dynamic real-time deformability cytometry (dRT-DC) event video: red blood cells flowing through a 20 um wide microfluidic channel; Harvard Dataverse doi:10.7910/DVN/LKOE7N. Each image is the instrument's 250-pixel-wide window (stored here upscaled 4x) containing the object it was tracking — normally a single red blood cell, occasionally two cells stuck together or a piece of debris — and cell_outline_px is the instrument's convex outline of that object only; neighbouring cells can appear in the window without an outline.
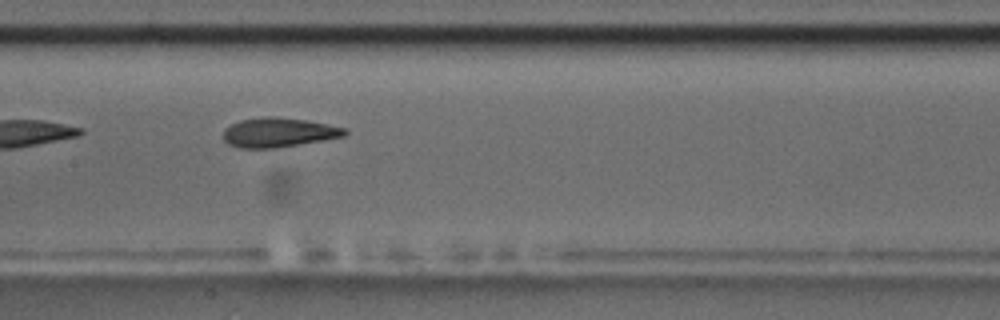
{"species": "common noctule bat (a hibernating species)", "species_latin": "Nyctalus noctula", "temperature_condition": "room temperature", "stored_images_in_passage": 8, "camera_frame_rate_fps": 3000, "um_per_image_px": 0.085, "animal": {"sex": "male", "body_mass_g": 17.5, "forearm_length_mm": 52.3}, "frame": {"image": 1, "passage_image": 8, "time_ms": 8.0, "image_size_px": [1000, 320], "cell_outline_px": [[348, 132], [344, 136], [324, 140], [276, 148], [240, 148], [228, 144], [224, 140], [224, 128], [240, 120], [264, 116], [276, 116], [304, 120], [348, 128]], "centroid_in_image_um": [23.68, 11.26], "position_along_channel_um": 183.7, "area_um2": 20.87}}